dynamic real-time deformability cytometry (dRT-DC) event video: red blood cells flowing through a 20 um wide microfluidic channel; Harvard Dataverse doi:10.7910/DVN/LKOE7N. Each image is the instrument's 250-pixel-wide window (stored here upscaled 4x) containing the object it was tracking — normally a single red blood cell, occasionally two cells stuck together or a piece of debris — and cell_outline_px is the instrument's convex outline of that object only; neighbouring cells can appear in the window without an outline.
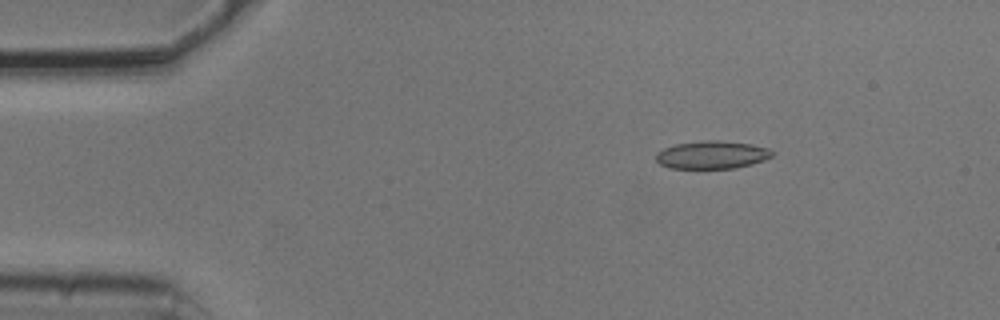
{"species": "common noctule bat (a hibernating species)", "species_latin": "Nyctalus noctula", "temperature_condition": "cold", "stored_images_in_passage": 4, "camera_frame_rate_fps": 3000, "um_per_image_px": 0.085, "animal": {"sex": "male", "body_mass_g": 20.5, "forearm_length_mm": 52.5}, "frame": {"image": 1, "passage_image": 2, "time_ms": 0.333, "image_size_px": [1000, 320], "cell_outline_px": [[772, 156], [764, 160], [752, 164], [736, 168], [668, 168], [660, 164], [656, 160], [656, 152], [664, 148], [676, 144], [704, 140], [720, 140], [752, 144], [768, 148], [772, 152]], "centroid_in_image_um": [60.5, 13.16], "position_along_channel_um": 24.5, "area_um2": 18.9}}